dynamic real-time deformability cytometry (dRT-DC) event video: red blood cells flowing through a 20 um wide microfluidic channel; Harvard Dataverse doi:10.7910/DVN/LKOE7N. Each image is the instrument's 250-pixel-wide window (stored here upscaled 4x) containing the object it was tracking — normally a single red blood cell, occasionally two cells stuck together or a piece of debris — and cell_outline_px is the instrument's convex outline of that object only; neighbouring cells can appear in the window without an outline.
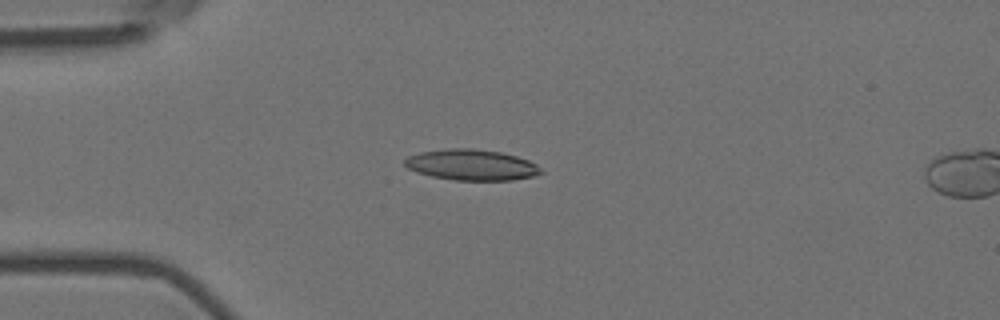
{"species": "Egyptian fruit bat (a non-hibernating species)", "species_latin": "Rousettus aegyptiacus", "temperature_condition": "room temperature", "stored_images_in_passage": 44, "camera_frame_rate_fps": 3000, "um_per_image_px": 0.085, "animal": {"sex": "female"}, "frame": {"image": 1, "passage_image": 2, "time_ms": 0.333, "image_size_px": [1000, 320], "cell_outline_px": [[544, 172], [536, 176], [512, 180], [456, 180], [432, 176], [416, 172], [408, 168], [404, 164], [404, 160], [408, 156], [420, 152], [448, 148], [472, 148], [500, 152], [516, 156], [528, 160], [536, 164]], "centroid_in_image_um": [40.09, 14.01], "position_along_channel_um": 44.9, "area_um2": 24.51}}
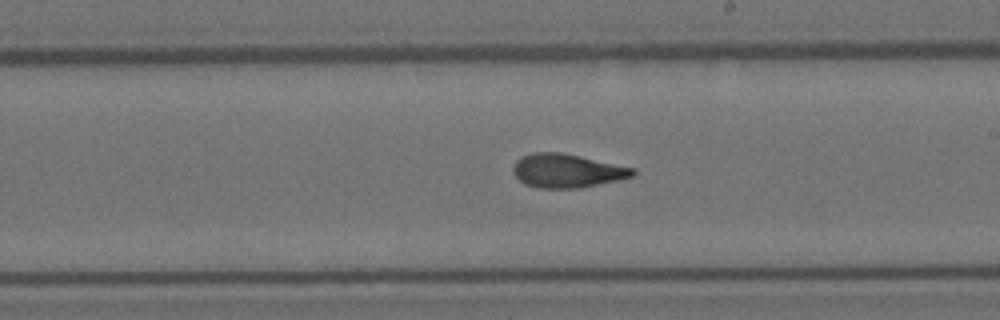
{"frame": {"image": 2, "passage_image": 20, "time_ms": 6.333, "image_size_px": [1000, 320], "cell_outline_px": [[636, 172], [632, 176], [620, 180], [580, 188], [536, 188], [524, 184], [512, 172], [512, 168], [516, 160], [520, 156], [532, 152], [560, 152], [636, 168]], "centroid_in_image_um": [48.17, 14.52], "position_along_channel_um": 240.8, "area_um2": 23.7}}
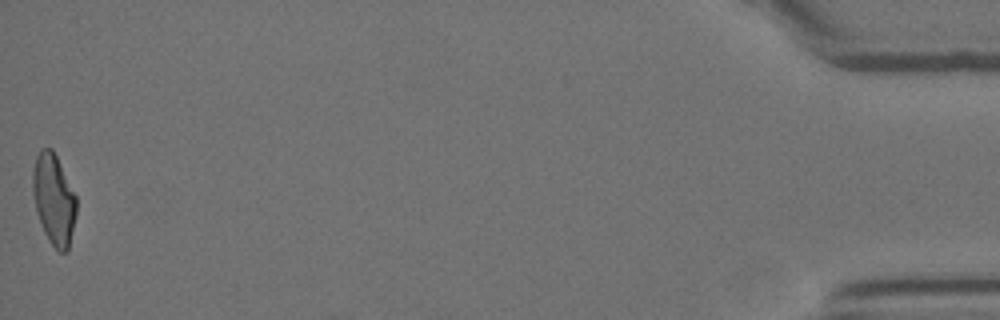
{"frame": {"image": 3, "passage_image": 44, "time_ms": 14.333, "image_size_px": [1000, 320], "cell_outline_px": [[76, 216], [68, 248], [64, 252], [60, 252], [52, 244], [44, 232], [36, 212], [32, 192], [32, 172], [36, 156], [40, 148], [52, 148], [76, 196]], "centroid_in_image_um": [4.55, 16.92], "position_along_channel_um": 430.6, "area_um2": 22.89}, "authors_computed_cell_mechanics": {"area_um2": 23.3223, "velocity_mm_per_s": 3.5942, "shape_relaxation_time_tau1_ms": 10.3402, "shape_relaxation_time_tau2_ms": 2.7064, "deformation_change_tau1": 0.2766, "deformation_change_tau2": 0.112}}